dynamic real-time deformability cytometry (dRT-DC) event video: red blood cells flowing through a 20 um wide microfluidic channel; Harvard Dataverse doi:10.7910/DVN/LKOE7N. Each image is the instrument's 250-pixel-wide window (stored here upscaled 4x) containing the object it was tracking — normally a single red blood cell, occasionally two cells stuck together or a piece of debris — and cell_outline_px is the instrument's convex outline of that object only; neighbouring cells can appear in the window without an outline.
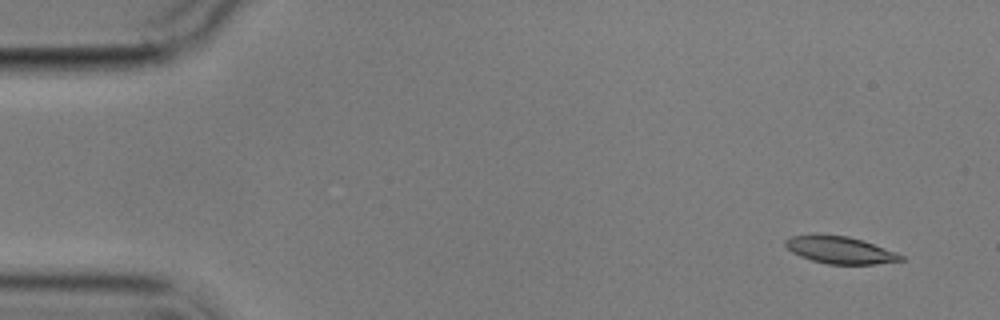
{"species": "common noctule bat (a hibernating species)", "species_latin": "Nyctalus noctula", "temperature_condition": "cold", "stored_images_in_passage": 5, "camera_frame_rate_fps": 3000, "um_per_image_px": 0.085, "animal": {"sex": "male", "body_mass_g": 17.9}, "frame": {"image": 1, "passage_image": 1, "time_ms": 0.0, "image_size_px": [1000, 320], "cell_outline_px": [[904, 260], [876, 264], [828, 264], [812, 260], [800, 256], [792, 252], [784, 244], [784, 240], [792, 236], [816, 232], [848, 236], [896, 252], [904, 256]], "centroid_in_image_um": [71.34, 21.22], "position_along_channel_um": 13.7, "area_um2": 18.5}}